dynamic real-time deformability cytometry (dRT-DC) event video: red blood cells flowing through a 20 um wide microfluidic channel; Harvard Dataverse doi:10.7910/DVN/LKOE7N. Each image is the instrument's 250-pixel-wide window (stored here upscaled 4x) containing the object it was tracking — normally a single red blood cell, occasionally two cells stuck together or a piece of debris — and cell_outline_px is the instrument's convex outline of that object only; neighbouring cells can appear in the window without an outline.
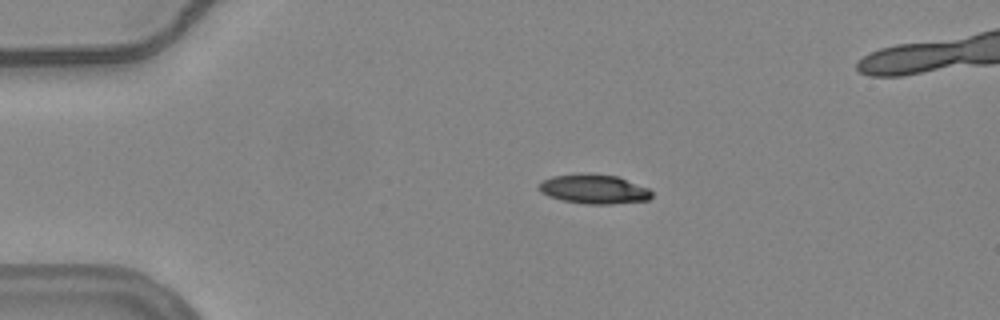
{"species": "common noctule bat (a hibernating species)", "species_latin": "Nyctalus noctula", "temperature_condition": "warm", "stored_images_in_passage": 45, "segment_of_instrument_passage": [1, 2], "camera_frame_rate_fps": 3000, "um_per_image_px": 0.085, "animal": {"sex": "female", "body_mass_g": 24.6, "forearm_length_mm": 56.2}, "frame": {"image": 1, "passage_image": 1, "time_ms": 0.0, "image_size_px": [1000, 320], "cell_outline_px": [[652, 196], [648, 200], [612, 204], [584, 204], [560, 200], [548, 196], [540, 192], [536, 188], [536, 184], [552, 176], [580, 172], [588, 172], [620, 176], [648, 188], [652, 192]], "centroid_in_image_um": [50.44, 16.05], "position_along_channel_um": 34.6, "area_um2": 19.94}}
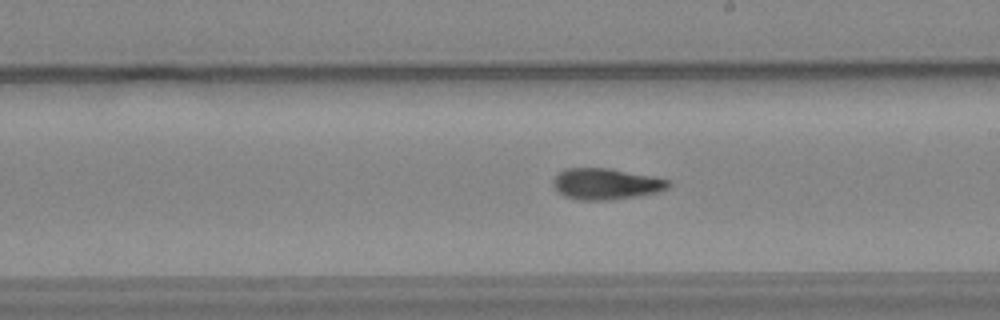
{"frame": {"image": 2, "passage_image": 21, "time_ms": 6.667, "image_size_px": [1000, 320], "cell_outline_px": [[672, 184], [668, 188], [660, 192], [640, 196], [608, 200], [580, 200], [564, 196], [552, 184], [552, 180], [556, 172], [564, 168], [608, 168], [652, 176], [668, 180]], "centroid_in_image_um": [51.5, 15.63], "position_along_channel_um": 237.5, "area_um2": 21.15}}
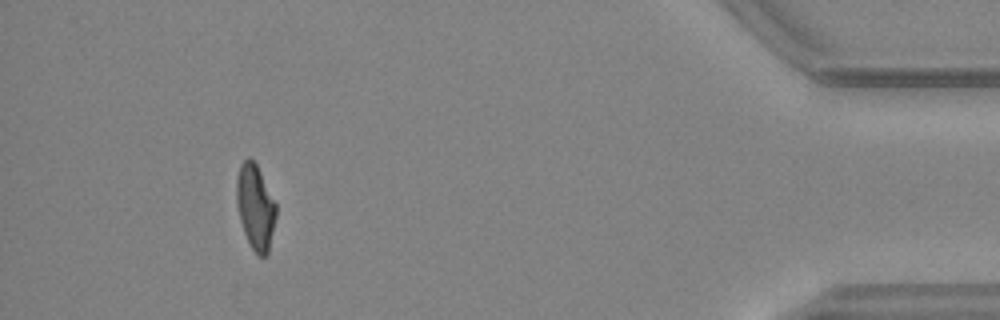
{"frame": {"image": 3, "passage_image": 40, "time_ms": 13.0, "image_size_px": [1000, 320], "cell_outline_px": [[276, 216], [268, 252], [264, 256], [260, 256], [252, 248], [244, 232], [240, 220], [236, 204], [236, 176], [240, 164], [248, 156], [256, 164], [276, 204]], "centroid_in_image_um": [21.68, 17.56], "position_along_channel_um": 413.5, "area_um2": 19.36}}